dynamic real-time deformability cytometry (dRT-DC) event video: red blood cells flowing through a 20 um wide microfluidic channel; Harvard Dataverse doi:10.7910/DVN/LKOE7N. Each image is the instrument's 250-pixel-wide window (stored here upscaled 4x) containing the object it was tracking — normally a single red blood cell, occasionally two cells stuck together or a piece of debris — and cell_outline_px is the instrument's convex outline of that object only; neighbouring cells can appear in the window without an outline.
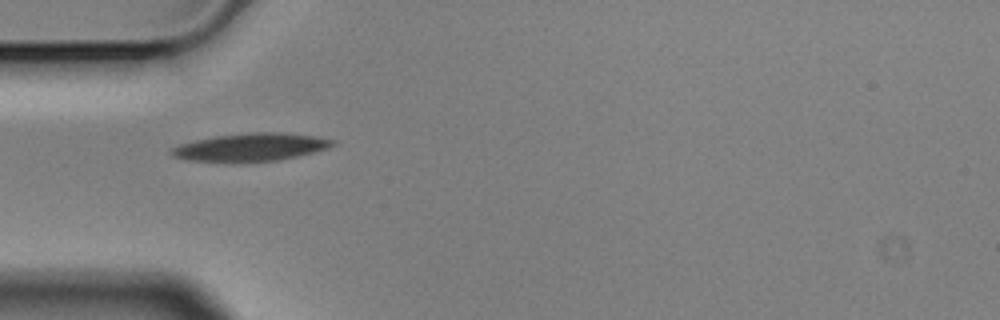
{"species": "Egyptian fruit bat (a non-hibernating species)", "species_latin": "Rousettus aegyptiacus", "temperature_condition": "cold", "stored_images_in_passage": 1, "camera_frame_rate_fps": 3000, "um_per_image_px": 0.085, "animal": {"sex": "male"}, "frame": {"image": 1, "passage_image": 1, "time_ms": 0.0, "image_size_px": [1000, 320], "cell_outline_px": [[336, 144], [328, 148], [280, 160], [236, 164], [184, 160], [172, 156], [168, 152], [172, 148], [180, 144], [196, 140], [216, 136], [252, 132], [284, 132], [316, 136], [336, 140]], "centroid_in_image_um": [21.28, 12.54], "position_along_channel_um": 63.7, "area_um2": 26.93}}